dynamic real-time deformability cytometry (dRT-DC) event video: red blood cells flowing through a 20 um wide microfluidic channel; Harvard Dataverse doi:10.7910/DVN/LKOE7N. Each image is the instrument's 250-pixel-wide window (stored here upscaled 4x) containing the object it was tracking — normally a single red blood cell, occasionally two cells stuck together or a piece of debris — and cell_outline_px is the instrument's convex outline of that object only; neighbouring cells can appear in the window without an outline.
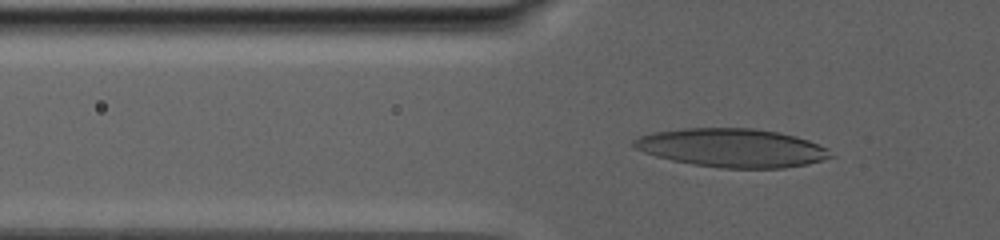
{"species": "human", "species_latin": "Homo sapiens", "temperature_condition": "warm", "stored_images_in_passage": 84, "camera_frame_rate_fps": 3000, "um_per_image_px": 0.085, "donor": {"sex": "male"}, "frame": {"image": 1, "passage_image": 30, "time_ms": 10.0, "image_size_px": [1000, 240], "cell_outline_px": [[836, 156], [824, 160], [808, 164], [784, 168], [724, 168], [692, 164], [672, 160], [656, 156], [644, 152], [636, 148], [632, 144], [632, 140], [640, 136], [656, 132], [684, 128], [756, 128], [776, 132], [808, 140], [828, 148]], "centroid_in_image_um": [62.26, 12.57], "position_along_channel_um": 63.5, "area_um2": 44.16}}
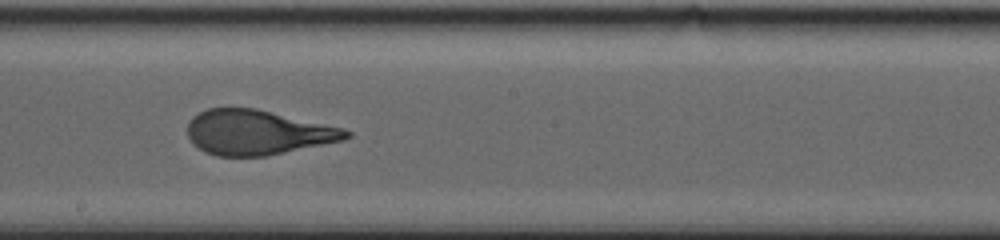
{"frame": {"image": 2, "passage_image": 52, "time_ms": 16.667, "image_size_px": [1000, 240], "cell_outline_px": [[352, 136], [344, 140], [264, 156], [216, 156], [204, 152], [192, 144], [188, 136], [188, 124], [192, 116], [208, 108], [256, 108], [344, 128], [352, 132]], "centroid_in_image_um": [21.88, 11.25], "position_along_channel_um": 226.3, "area_um2": 41.44}}
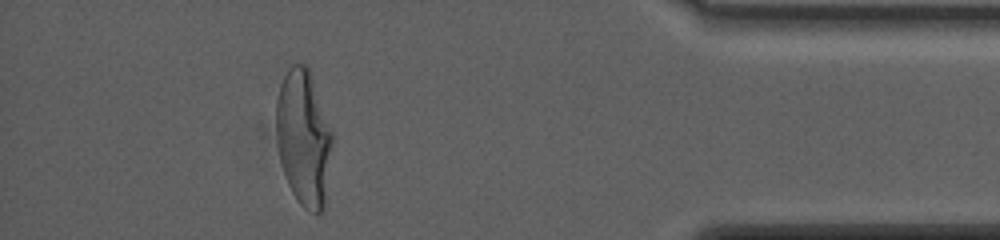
{"frame": {"image": 3, "passage_image": 77, "time_ms": 25.0, "image_size_px": [1000, 240], "cell_outline_px": [[332, 144], [324, 208], [320, 212], [312, 212], [304, 208], [296, 200], [288, 184], [280, 160], [276, 136], [276, 100], [280, 84], [288, 68], [292, 64], [304, 64], [308, 68], [312, 76], [332, 132]], "centroid_in_image_um": [25.79, 11.71], "position_along_channel_um": 409.4, "area_um2": 44.22}, "authors_computed_cell_mechanics": {"area_um2": 43.35, "velocity_mm_per_s": 2.6191, "shape_relaxation_time_tau1_ms": 9.8289, "shape_relaxation_time_tau2_ms": 1.1043, "deformation_change_tau1": 0.3142, "deformation_change_tau2": 0.0937}}